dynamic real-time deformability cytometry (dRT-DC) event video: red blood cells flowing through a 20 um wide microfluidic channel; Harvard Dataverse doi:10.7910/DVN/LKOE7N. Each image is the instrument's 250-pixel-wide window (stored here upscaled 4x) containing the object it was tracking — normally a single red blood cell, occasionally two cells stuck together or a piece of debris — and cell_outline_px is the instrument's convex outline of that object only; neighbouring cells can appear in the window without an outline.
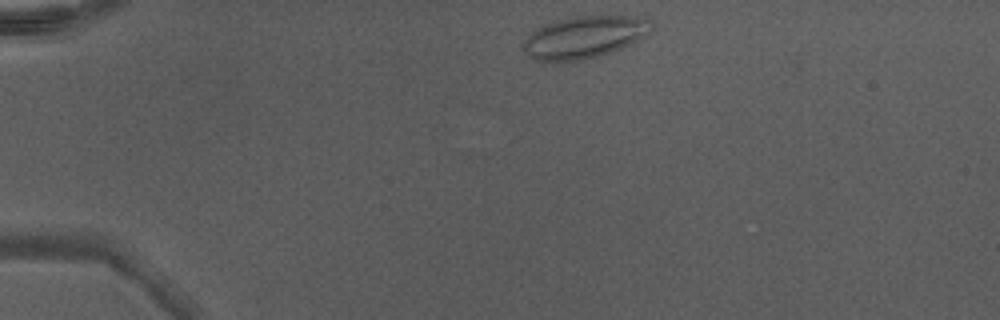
{"species": "Egyptian fruit bat (a non-hibernating species)", "species_latin": "Rousettus aegyptiacus", "temperature_condition": "warm", "stored_images_in_passage": 14, "camera_frame_rate_fps": 3000, "um_per_image_px": 0.085, "animal": {"sex": "male"}, "frame": {"image": 1, "passage_image": 1, "time_ms": 0.0, "image_size_px": [1000, 320], "cell_outline_px": [[652, 28], [644, 36], [612, 52], [600, 56], [584, 60], [532, 60], [520, 48], [524, 40], [536, 28], [544, 24], [576, 16], [644, 16], [652, 20]], "centroid_in_image_um": [49.65, 3.15], "position_along_channel_um": 35.3, "area_um2": 31.39}}